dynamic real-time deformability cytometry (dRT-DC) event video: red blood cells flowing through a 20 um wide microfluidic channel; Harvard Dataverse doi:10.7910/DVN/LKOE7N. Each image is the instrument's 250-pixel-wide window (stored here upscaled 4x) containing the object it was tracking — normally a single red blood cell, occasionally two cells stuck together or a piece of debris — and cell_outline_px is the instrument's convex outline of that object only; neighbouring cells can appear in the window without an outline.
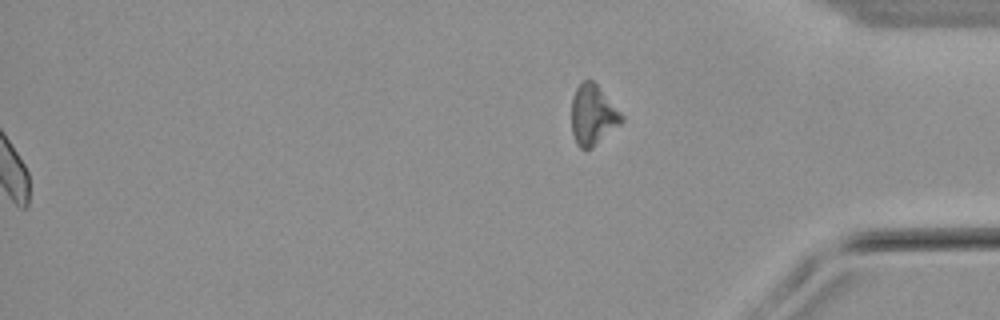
{"species": "common noctule bat (a hibernating species)", "species_latin": "Nyctalus noctula", "temperature_condition": "warm", "stored_images_in_passage": 54, "segment_of_instrument_passage": [2, 2], "camera_frame_rate_fps": 3000, "um_per_image_px": 0.085, "animal": {"sex": "male", "body_mass_g": 21.5, "forearm_length_mm": 52.0}, "frame": {"image": 1, "passage_image": 54, "time_ms": 17.667, "image_size_px": [1000, 320], "cell_outline_px": [[624, 120], [620, 124], [588, 148], [580, 148], [576, 144], [572, 132], [572, 96], [576, 88], [584, 80], [592, 80], [596, 84], [624, 116]], "centroid_in_image_um": [50.37, 9.74], "position_along_channel_um": 384.8, "area_um2": 16.99}}